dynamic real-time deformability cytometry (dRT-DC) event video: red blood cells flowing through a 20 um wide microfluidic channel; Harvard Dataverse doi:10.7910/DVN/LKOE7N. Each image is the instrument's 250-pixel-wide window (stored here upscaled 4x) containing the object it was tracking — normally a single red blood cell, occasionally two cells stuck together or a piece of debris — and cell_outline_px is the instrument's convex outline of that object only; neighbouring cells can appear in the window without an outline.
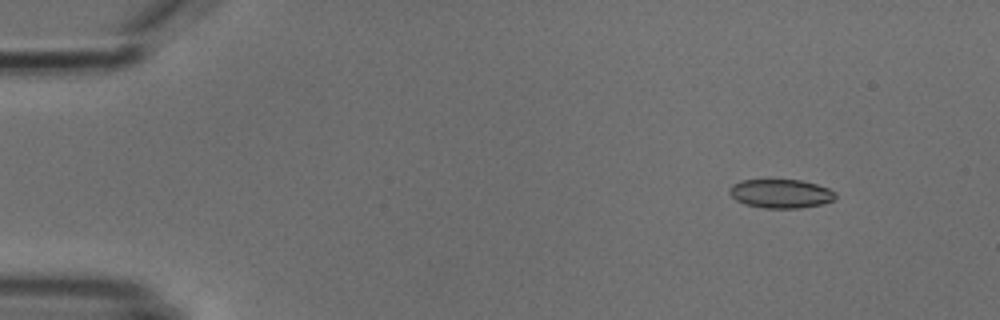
{"species": "common noctule bat (a hibernating species)", "species_latin": "Nyctalus noctula", "temperature_condition": "cold", "stored_images_in_passage": 5, "camera_frame_rate_fps": 3000, "um_per_image_px": 0.085, "animal": {"sex": "male", "body_mass_g": 18.8}, "frame": {"image": 1, "passage_image": 1, "time_ms": 0.0, "image_size_px": [1000, 320], "cell_outline_px": [[836, 200], [820, 204], [800, 208], [764, 208], [744, 204], [736, 200], [728, 192], [728, 188], [732, 184], [740, 180], [768, 176], [800, 180], [816, 184], [828, 188], [836, 192]], "centroid_in_image_um": [66.31, 16.4], "position_along_channel_um": 18.7, "area_um2": 18.79}}
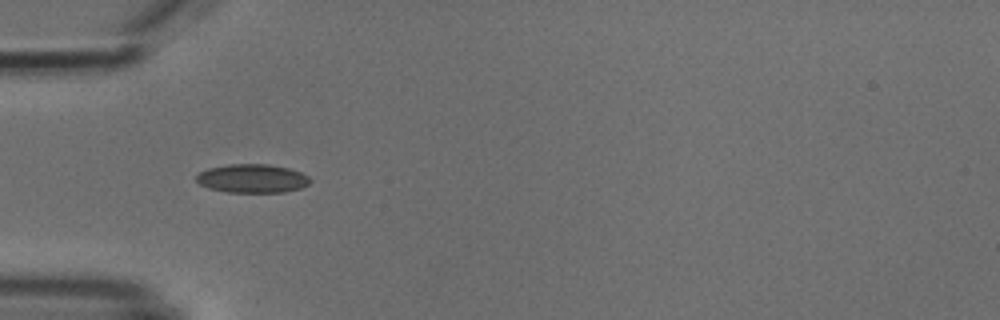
{"frame": {"image": 2, "passage_image": 4, "time_ms": 3.667, "image_size_px": [1000, 320], "cell_outline_px": [[312, 180], [308, 184], [300, 188], [284, 192], [228, 192], [208, 188], [200, 184], [196, 180], [196, 176], [200, 172], [208, 168], [228, 164], [268, 164], [288, 168], [300, 172], [308, 176]], "centroid_in_image_um": [21.44, 15.17], "position_along_channel_um": 63.6, "area_um2": 18.96}}
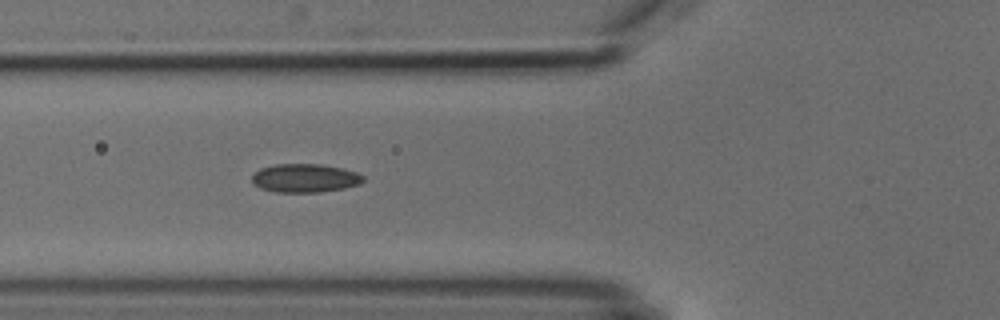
{"frame": {"image": 3, "passage_image": 5, "time_ms": 4.667, "image_size_px": [1000, 320], "cell_outline_px": [[364, 180], [360, 184], [344, 188], [320, 192], [276, 192], [260, 188], [252, 184], [252, 176], [260, 168], [276, 164], [320, 164], [344, 168], [356, 172], [364, 176]], "centroid_in_image_um": [25.92, 15.14], "position_along_channel_um": 99.9, "area_um2": 18.61}}